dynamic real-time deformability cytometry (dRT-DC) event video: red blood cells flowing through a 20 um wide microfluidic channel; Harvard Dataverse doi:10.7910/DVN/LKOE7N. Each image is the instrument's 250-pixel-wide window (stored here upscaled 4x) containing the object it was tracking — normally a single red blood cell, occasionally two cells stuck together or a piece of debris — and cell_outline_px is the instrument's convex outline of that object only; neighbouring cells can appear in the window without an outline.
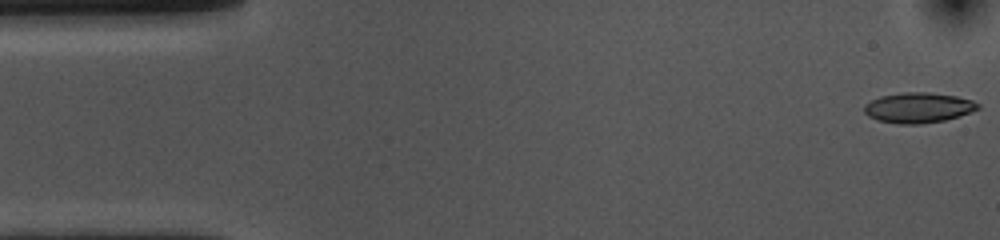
{"species": "common noctule bat (a hibernating species)", "species_latin": "Nyctalus noctula", "temperature_condition": "cold", "stored_images_in_passage": 55, "camera_frame_rate_fps": 3000, "um_per_image_px": 0.085, "animal": {"sex": "female", "body_mass_g": 10.0, "forearm_length_mm": 53.1}, "frame": {"image": 1, "passage_image": 1, "time_ms": 0.0, "image_size_px": [1000, 240], "cell_outline_px": [[980, 108], [944, 120], [916, 124], [900, 124], [876, 120], [868, 116], [864, 112], [864, 104], [880, 96], [904, 92], [928, 92], [956, 96], [972, 100], [980, 104]], "centroid_in_image_um": [78.01, 9.14], "position_along_channel_um": 7.0, "area_um2": 19.88}}
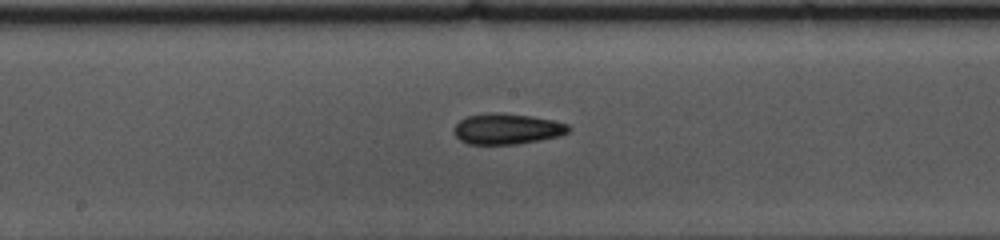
{"frame": {"image": 2, "passage_image": 27, "time_ms": 8.667, "image_size_px": [1000, 240], "cell_outline_px": [[572, 128], [568, 132], [560, 136], [540, 140], [516, 144], [468, 144], [460, 140], [452, 132], [452, 128], [464, 116], [488, 112], [496, 112], [532, 116], [552, 120], [568, 124]], "centroid_in_image_um": [43.06, 10.94], "position_along_channel_um": 205.1, "area_um2": 20.81}}
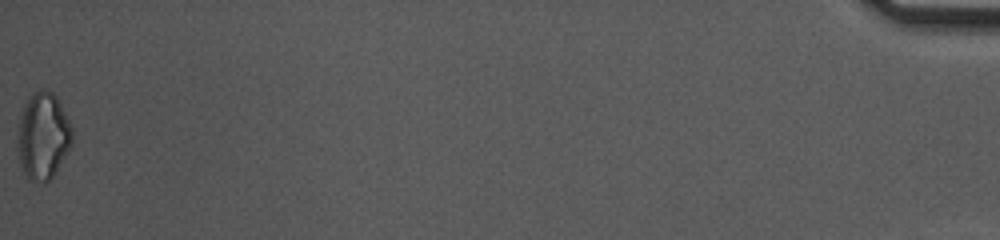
{"frame": {"image": 3, "passage_image": 55, "time_ms": 18.0, "image_size_px": [1000, 240], "cell_outline_px": [[72, 144], [68, 152], [52, 176], [48, 180], [28, 180], [20, 164], [20, 116], [24, 104], [28, 96], [32, 92], [40, 88], [48, 88], [56, 96], [72, 128]], "centroid_in_image_um": [3.69, 11.49], "position_along_channel_um": 431.5, "area_um2": 26.99}, "authors_computed_cell_mechanics": {"area_um2": 19.941, "velocity_mm_per_s": 3.5759, "shape_relaxation_time_tau1_ms": 4.2951, "shape_relaxation_time_tau2_ms": 2.7807, "deformation_change_tau1": 0.1226, "deformation_change_tau2": 0.1015}}